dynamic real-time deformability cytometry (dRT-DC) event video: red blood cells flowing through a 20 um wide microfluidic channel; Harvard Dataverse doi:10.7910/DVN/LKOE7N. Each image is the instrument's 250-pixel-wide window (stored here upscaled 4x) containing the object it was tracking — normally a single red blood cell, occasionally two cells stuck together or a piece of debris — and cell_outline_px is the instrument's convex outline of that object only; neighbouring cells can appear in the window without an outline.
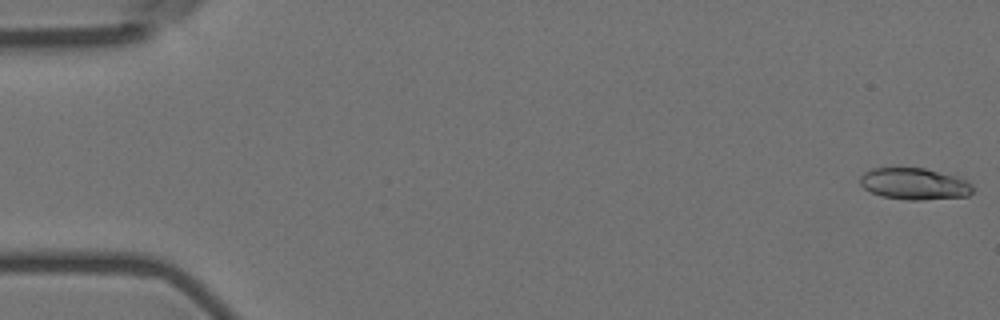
{"species": "Egyptian fruit bat (a non-hibernating species)", "species_latin": "Rousettus aegyptiacus", "temperature_condition": "room temperature", "stored_images_in_passage": 56, "camera_frame_rate_fps": 3000, "um_per_image_px": 0.085, "animal": {"sex": "female"}, "frame": {"image": 1, "passage_image": 1, "time_ms": 0.0, "image_size_px": [1000, 320], "cell_outline_px": [[972, 192], [968, 196], [920, 200], [908, 200], [880, 196], [864, 188], [860, 184], [860, 176], [864, 172], [872, 168], [924, 168], [956, 176], [968, 180], [972, 184]], "centroid_in_image_um": [77.72, 15.63], "position_along_channel_um": 7.3, "area_um2": 20.81}}
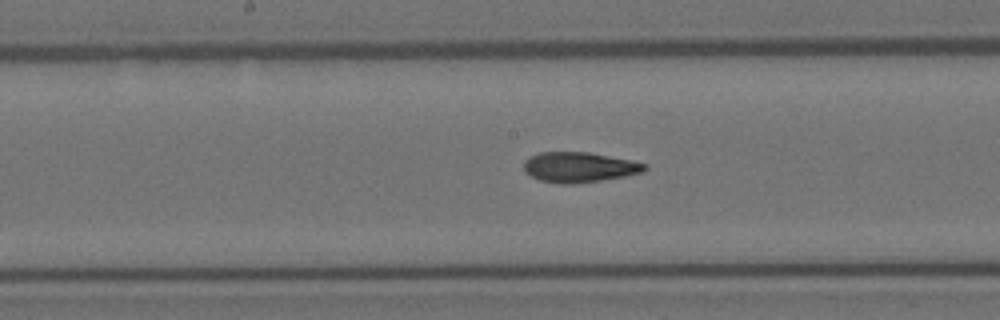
{"frame": {"image": 2, "passage_image": 29, "time_ms": 9.333, "image_size_px": [1000, 320], "cell_outline_px": [[648, 168], [640, 172], [624, 176], [600, 180], [572, 184], [560, 184], [540, 180], [524, 172], [524, 160], [528, 156], [540, 152], [588, 152], [632, 160], [648, 164]], "centroid_in_image_um": [49.2, 14.2], "position_along_channel_um": 199.0, "area_um2": 21.27}}
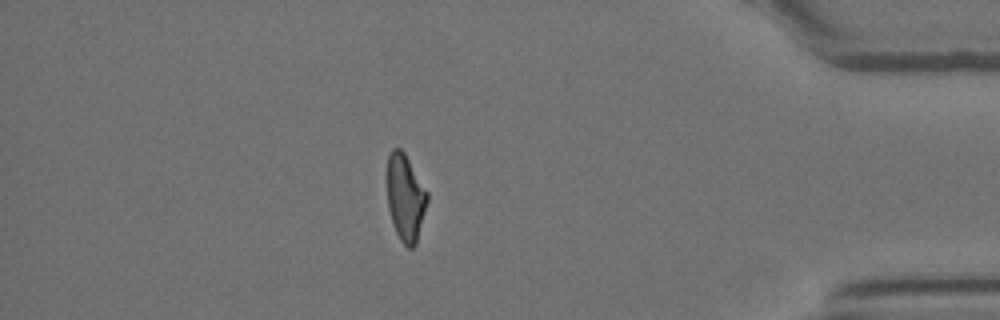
{"frame": {"image": 3, "passage_image": 49, "time_ms": 16.0, "image_size_px": [1000, 320], "cell_outline_px": [[428, 200], [416, 244], [412, 248], [408, 248], [400, 240], [392, 224], [388, 208], [384, 176], [388, 156], [392, 148], [400, 148], [404, 152], [428, 192]], "centroid_in_image_um": [34.41, 16.76], "position_along_channel_um": 400.8, "area_um2": 20.92}, "authors_computed_cell_mechanics": {"area_um2": 21.0103, "velocity_mm_per_s": 3.6194, "shape_relaxation_time_tau1_ms": 10.4818, "shape_relaxation_time_tau2_ms": 2.2248, "deformation_change_tau1": 0.2648, "deformation_change_tau2": 0.0989}}